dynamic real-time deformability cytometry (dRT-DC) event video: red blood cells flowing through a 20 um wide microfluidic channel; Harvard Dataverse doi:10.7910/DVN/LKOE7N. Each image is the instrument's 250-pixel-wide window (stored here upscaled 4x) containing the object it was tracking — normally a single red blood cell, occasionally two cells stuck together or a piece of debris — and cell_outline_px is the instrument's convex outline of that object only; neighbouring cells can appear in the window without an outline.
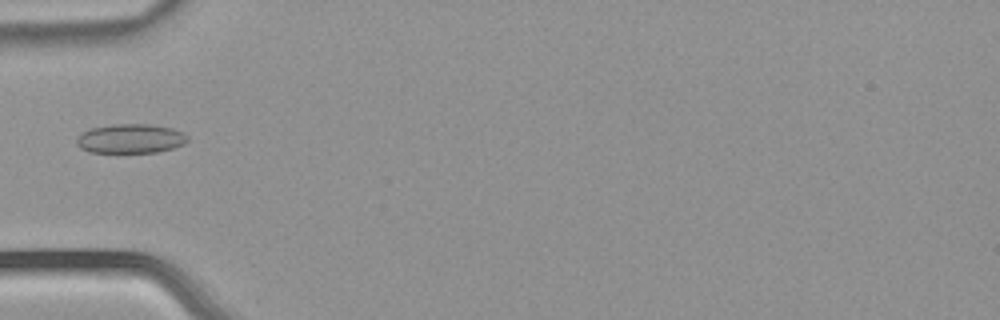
{"species": "common noctule bat (a hibernating species)", "species_latin": "Nyctalus noctula", "temperature_condition": "warm", "stored_images_in_passage": 1, "camera_frame_rate_fps": 3000, "um_per_image_px": 0.085, "animal": {"sex": "male", "body_mass_g": 21.5, "forearm_length_mm": 52.0}, "frame": {"image": 1, "passage_image": 1, "time_ms": 0.0, "image_size_px": [1000, 320], "cell_outline_px": [[188, 140], [184, 144], [172, 148], [156, 152], [88, 152], [80, 148], [76, 144], [76, 136], [80, 132], [88, 128], [112, 124], [152, 124], [172, 128], [184, 132], [188, 136]], "centroid_in_image_um": [11.05, 11.77], "position_along_channel_um": 73.9, "area_um2": 19.25}}